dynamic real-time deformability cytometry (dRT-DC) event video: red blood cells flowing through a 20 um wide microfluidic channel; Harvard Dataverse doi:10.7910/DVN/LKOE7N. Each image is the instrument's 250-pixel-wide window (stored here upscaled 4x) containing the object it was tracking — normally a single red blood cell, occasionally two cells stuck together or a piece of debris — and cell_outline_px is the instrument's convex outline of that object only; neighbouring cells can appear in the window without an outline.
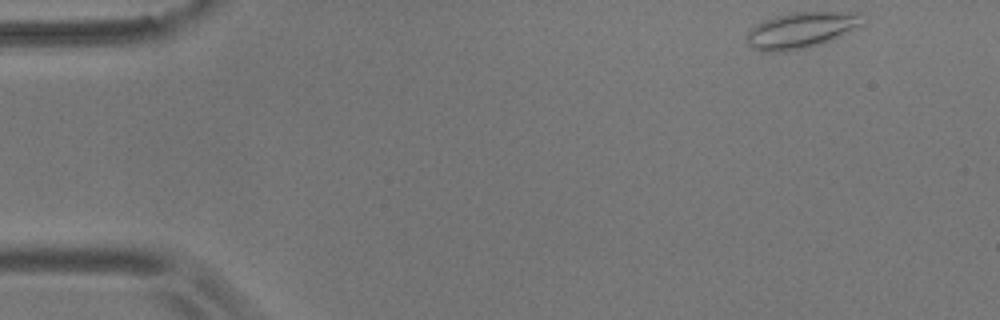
{"species": "common noctule bat (a hibernating species)", "species_latin": "Nyctalus noctula", "temperature_condition": "room temperature", "stored_images_in_passage": 51, "camera_frame_rate_fps": 3000, "um_per_image_px": 0.085, "animal": {"sex": "male", "body_mass_g": 17.9}, "frame": {"image": 1, "passage_image": 1, "time_ms": 0.0, "image_size_px": [1000, 320], "cell_outline_px": [[864, 24], [832, 40], [820, 44], [804, 48], [780, 52], [760, 52], [752, 48], [748, 44], [748, 32], [756, 24], [764, 20], [776, 16], [792, 12], [856, 12]], "centroid_in_image_um": [68.07, 2.57], "position_along_channel_um": 16.9, "area_um2": 24.1}}
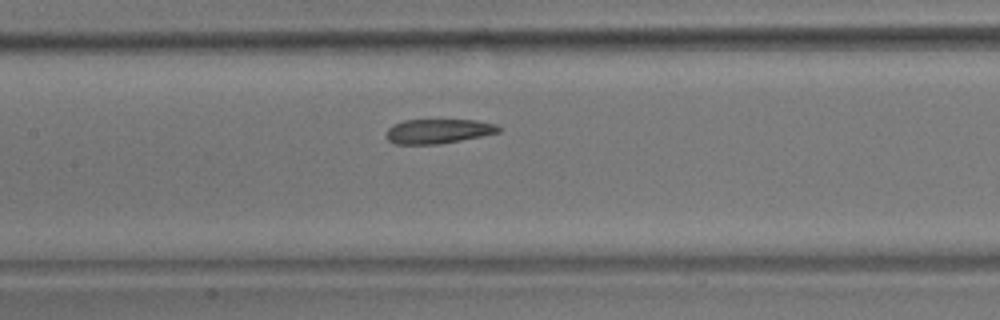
{"frame": {"image": 2, "passage_image": 22, "time_ms": 7.0, "image_size_px": [1000, 320], "cell_outline_px": [[500, 132], [484, 136], [440, 144], [396, 144], [388, 140], [384, 136], [388, 128], [392, 124], [404, 120], [476, 120], [496, 124], [500, 128]], "centroid_in_image_um": [37.23, 11.15], "position_along_channel_um": 170.2, "area_um2": 16.24}}
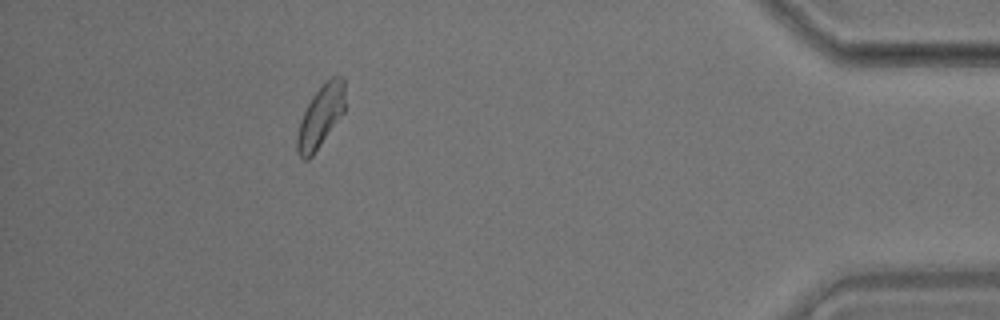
{"frame": {"image": 3, "passage_image": 46, "time_ms": 15.0, "image_size_px": [1000, 320], "cell_outline_px": [[344, 112], [312, 156], [308, 160], [304, 160], [296, 152], [296, 136], [300, 120], [312, 96], [324, 80], [332, 76], [340, 76], [344, 80]], "centroid_in_image_um": [27.23, 9.88], "position_along_channel_um": 408.0, "area_um2": 17.34}, "authors_computed_cell_mechanics": {"area_um2": 17.34, "velocity_mm_per_s": 3.6238, "shape_relaxation_time_tau1_ms": null, "shape_relaxation_time_tau2_ms": 4.1515, "deformation_change_tau1": null, "deformation_change_tau2": 0.0549}}